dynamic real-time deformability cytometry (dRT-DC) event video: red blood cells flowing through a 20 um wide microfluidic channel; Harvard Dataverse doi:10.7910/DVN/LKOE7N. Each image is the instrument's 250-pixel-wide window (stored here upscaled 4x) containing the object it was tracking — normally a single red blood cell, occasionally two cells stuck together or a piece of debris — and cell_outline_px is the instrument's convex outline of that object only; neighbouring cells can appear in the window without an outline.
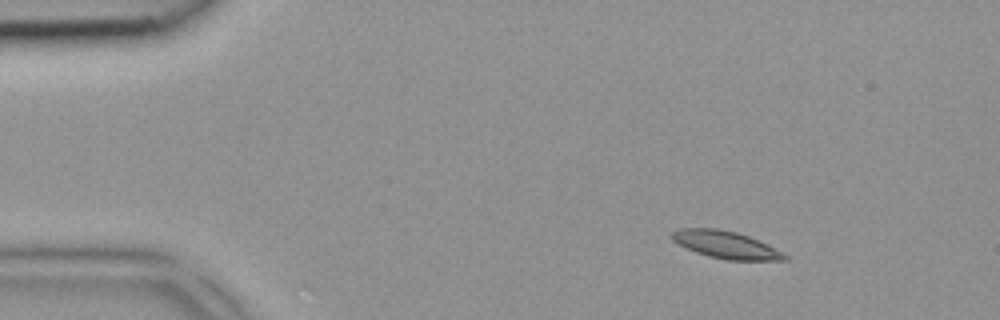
{"species": "common noctule bat (a hibernating species)", "species_latin": "Nyctalus noctula", "temperature_condition": "room temperature", "stored_images_in_passage": 3, "camera_frame_rate_fps": 3000, "um_per_image_px": 0.085, "animal": {"sex": "female", "body_mass_g": 18.4}, "frame": {"image": 1, "passage_image": 1, "time_ms": 0.0, "image_size_px": [1000, 320], "cell_outline_px": [[788, 260], [728, 260], [708, 256], [696, 252], [672, 240], [672, 232], [680, 228], [716, 228], [736, 232], [748, 236], [784, 252], [788, 256]], "centroid_in_image_um": [61.72, 20.81], "position_along_channel_um": 23.3, "area_um2": 17.74}}
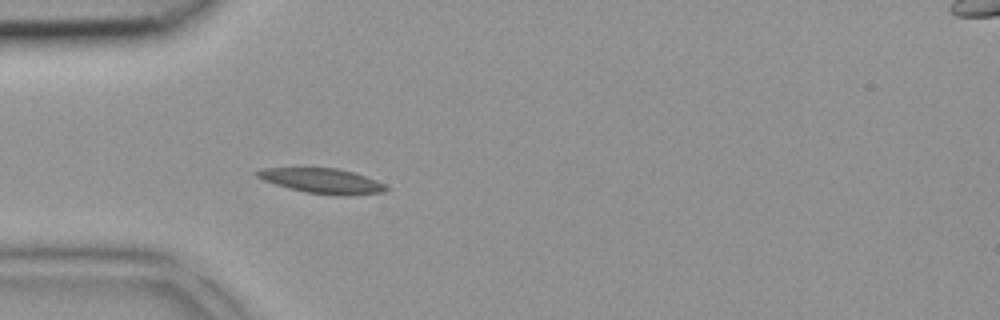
{"frame": {"image": 2, "passage_image": 3, "time_ms": 0.667, "image_size_px": [1000, 320], "cell_outline_px": [[392, 188], [384, 192], [344, 196], [336, 196], [304, 192], [288, 188], [264, 180], [256, 176], [256, 172], [264, 168], [336, 168], [352, 172], [376, 180]], "centroid_in_image_um": [27.43, 15.39], "position_along_channel_um": 57.6, "area_um2": 18.73}}